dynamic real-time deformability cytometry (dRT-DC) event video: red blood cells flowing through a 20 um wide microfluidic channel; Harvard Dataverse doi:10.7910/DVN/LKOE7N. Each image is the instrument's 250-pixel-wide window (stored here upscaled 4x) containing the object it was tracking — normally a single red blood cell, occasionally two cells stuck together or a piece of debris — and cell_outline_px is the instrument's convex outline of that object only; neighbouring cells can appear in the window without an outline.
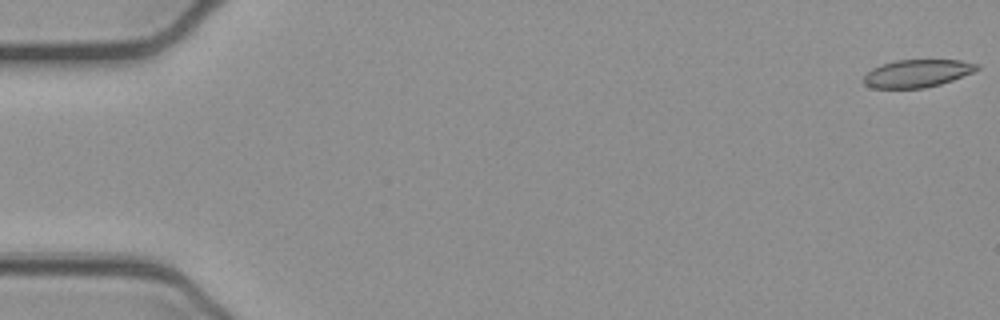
{"species": "common noctule bat (a hibernating species)", "species_latin": "Nyctalus noctula", "temperature_condition": "cold", "stored_images_in_passage": 52, "camera_frame_rate_fps": 3000, "um_per_image_px": 0.085, "animal": {"sex": "female", "body_mass_g": 21.9}, "frame": {"image": 1, "passage_image": 1, "time_ms": 0.0, "image_size_px": [1000, 320], "cell_outline_px": [[980, 68], [972, 72], [952, 80], [940, 84], [924, 88], [872, 88], [864, 84], [864, 76], [872, 68], [896, 60], [960, 60], [976, 64]], "centroid_in_image_um": [77.94, 6.24], "position_along_channel_um": 7.1, "area_um2": 18.03}}
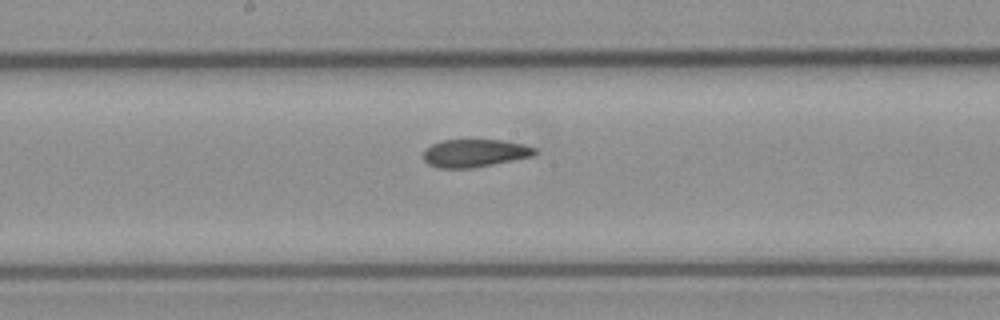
{"frame": {"image": 2, "passage_image": 28, "time_ms": 9.0, "image_size_px": [1000, 320], "cell_outline_px": [[536, 152], [532, 156], [472, 168], [436, 168], [428, 164], [424, 160], [424, 148], [440, 140], [504, 140], [524, 144], [536, 148]], "centroid_in_image_um": [40.31, 13.01], "position_along_channel_um": 207.9, "area_um2": 18.09}}
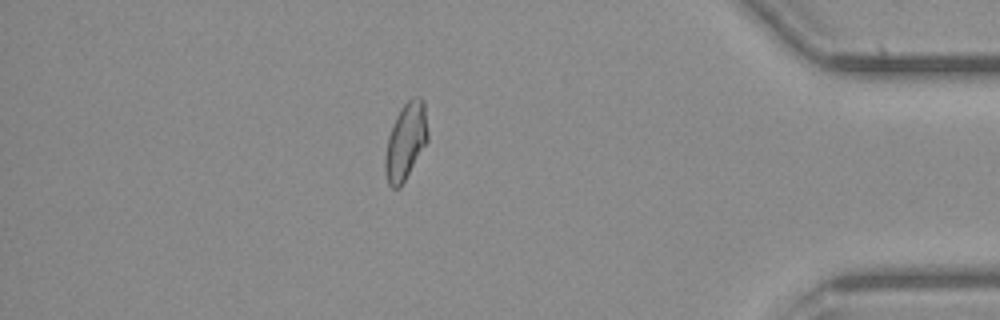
{"frame": {"image": 3, "passage_image": 46, "time_ms": 15.0, "image_size_px": [1000, 320], "cell_outline_px": [[428, 140], [400, 188], [392, 188], [388, 184], [384, 168], [384, 156], [388, 136], [392, 124], [400, 108], [412, 96], [420, 96], [424, 100], [428, 132]], "centroid_in_image_um": [34.47, 11.99], "position_along_channel_um": 400.7, "area_um2": 19.25}, "authors_computed_cell_mechanics": {"area_um2": 19.0162, "velocity_mm_per_s": 3.9048, "shape_relaxation_time_tau1_ms": 9.9343, "shape_relaxation_time_tau2_ms": 2.4229, "deformation_change_tau1": 0.2022, "deformation_change_tau2": 0.0879}}